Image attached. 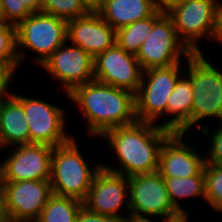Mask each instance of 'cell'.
<instances>
[{
	"mask_svg": "<svg viewBox=\"0 0 222 222\" xmlns=\"http://www.w3.org/2000/svg\"><path fill=\"white\" fill-rule=\"evenodd\" d=\"M171 133L158 124L142 121L109 129L100 138L106 139L115 152L119 168L102 166L126 177L157 172L161 146Z\"/></svg>",
	"mask_w": 222,
	"mask_h": 222,
	"instance_id": "obj_1",
	"label": "cell"
},
{
	"mask_svg": "<svg viewBox=\"0 0 222 222\" xmlns=\"http://www.w3.org/2000/svg\"><path fill=\"white\" fill-rule=\"evenodd\" d=\"M68 95L69 100L80 107L88 124L87 131L93 137L137 121L135 94L129 90L92 80L77 86Z\"/></svg>",
	"mask_w": 222,
	"mask_h": 222,
	"instance_id": "obj_2",
	"label": "cell"
},
{
	"mask_svg": "<svg viewBox=\"0 0 222 222\" xmlns=\"http://www.w3.org/2000/svg\"><path fill=\"white\" fill-rule=\"evenodd\" d=\"M76 142L78 141L73 137L69 142L54 148L50 185L55 195L83 201L102 163L95 162V165L90 168Z\"/></svg>",
	"mask_w": 222,
	"mask_h": 222,
	"instance_id": "obj_3",
	"label": "cell"
},
{
	"mask_svg": "<svg viewBox=\"0 0 222 222\" xmlns=\"http://www.w3.org/2000/svg\"><path fill=\"white\" fill-rule=\"evenodd\" d=\"M203 52L192 53L184 72L190 77L193 90L192 126L216 118L222 122V70L211 64ZM204 119V120H203Z\"/></svg>",
	"mask_w": 222,
	"mask_h": 222,
	"instance_id": "obj_4",
	"label": "cell"
},
{
	"mask_svg": "<svg viewBox=\"0 0 222 222\" xmlns=\"http://www.w3.org/2000/svg\"><path fill=\"white\" fill-rule=\"evenodd\" d=\"M16 38L20 67L25 59V49L38 55L33 60L40 66L67 41V21L35 12L16 25Z\"/></svg>",
	"mask_w": 222,
	"mask_h": 222,
	"instance_id": "obj_5",
	"label": "cell"
},
{
	"mask_svg": "<svg viewBox=\"0 0 222 222\" xmlns=\"http://www.w3.org/2000/svg\"><path fill=\"white\" fill-rule=\"evenodd\" d=\"M181 64L179 62L170 67L150 68L143 71L139 89L135 93L137 121L156 124L166 115L167 100L183 73Z\"/></svg>",
	"mask_w": 222,
	"mask_h": 222,
	"instance_id": "obj_6",
	"label": "cell"
},
{
	"mask_svg": "<svg viewBox=\"0 0 222 222\" xmlns=\"http://www.w3.org/2000/svg\"><path fill=\"white\" fill-rule=\"evenodd\" d=\"M191 54L192 52L179 39L171 17L163 13L154 22L152 31L142 43L136 58L144 71L173 66Z\"/></svg>",
	"mask_w": 222,
	"mask_h": 222,
	"instance_id": "obj_7",
	"label": "cell"
},
{
	"mask_svg": "<svg viewBox=\"0 0 222 222\" xmlns=\"http://www.w3.org/2000/svg\"><path fill=\"white\" fill-rule=\"evenodd\" d=\"M219 0H185L167 13L179 39L192 53L202 52L199 39H212Z\"/></svg>",
	"mask_w": 222,
	"mask_h": 222,
	"instance_id": "obj_8",
	"label": "cell"
},
{
	"mask_svg": "<svg viewBox=\"0 0 222 222\" xmlns=\"http://www.w3.org/2000/svg\"><path fill=\"white\" fill-rule=\"evenodd\" d=\"M82 204L91 212L123 222L130 214L128 177L101 166ZM122 206L128 214H122Z\"/></svg>",
	"mask_w": 222,
	"mask_h": 222,
	"instance_id": "obj_9",
	"label": "cell"
},
{
	"mask_svg": "<svg viewBox=\"0 0 222 222\" xmlns=\"http://www.w3.org/2000/svg\"><path fill=\"white\" fill-rule=\"evenodd\" d=\"M14 95L22 102L30 133V144L47 145L55 148L69 142L73 135H68L65 126V112L60 106L44 100ZM67 132V133H66Z\"/></svg>",
	"mask_w": 222,
	"mask_h": 222,
	"instance_id": "obj_10",
	"label": "cell"
},
{
	"mask_svg": "<svg viewBox=\"0 0 222 222\" xmlns=\"http://www.w3.org/2000/svg\"><path fill=\"white\" fill-rule=\"evenodd\" d=\"M9 222H35L53 194L50 180L0 182Z\"/></svg>",
	"mask_w": 222,
	"mask_h": 222,
	"instance_id": "obj_11",
	"label": "cell"
},
{
	"mask_svg": "<svg viewBox=\"0 0 222 222\" xmlns=\"http://www.w3.org/2000/svg\"><path fill=\"white\" fill-rule=\"evenodd\" d=\"M130 214L166 219H184L173 207L164 178L158 173L128 177Z\"/></svg>",
	"mask_w": 222,
	"mask_h": 222,
	"instance_id": "obj_12",
	"label": "cell"
},
{
	"mask_svg": "<svg viewBox=\"0 0 222 222\" xmlns=\"http://www.w3.org/2000/svg\"><path fill=\"white\" fill-rule=\"evenodd\" d=\"M66 41L41 65L43 71L60 81L69 97L77 86L94 80V58L82 48Z\"/></svg>",
	"mask_w": 222,
	"mask_h": 222,
	"instance_id": "obj_13",
	"label": "cell"
},
{
	"mask_svg": "<svg viewBox=\"0 0 222 222\" xmlns=\"http://www.w3.org/2000/svg\"><path fill=\"white\" fill-rule=\"evenodd\" d=\"M14 148L0 164V182L50 180L53 147L25 144Z\"/></svg>",
	"mask_w": 222,
	"mask_h": 222,
	"instance_id": "obj_14",
	"label": "cell"
},
{
	"mask_svg": "<svg viewBox=\"0 0 222 222\" xmlns=\"http://www.w3.org/2000/svg\"><path fill=\"white\" fill-rule=\"evenodd\" d=\"M94 80L110 86L138 91L143 69L136 55L128 53L117 43L94 60Z\"/></svg>",
	"mask_w": 222,
	"mask_h": 222,
	"instance_id": "obj_15",
	"label": "cell"
},
{
	"mask_svg": "<svg viewBox=\"0 0 222 222\" xmlns=\"http://www.w3.org/2000/svg\"><path fill=\"white\" fill-rule=\"evenodd\" d=\"M185 135L174 132L163 142L157 171L162 177L185 178L198 175L204 169L205 153L203 151L198 153L199 149L189 146L187 141L184 142Z\"/></svg>",
	"mask_w": 222,
	"mask_h": 222,
	"instance_id": "obj_16",
	"label": "cell"
},
{
	"mask_svg": "<svg viewBox=\"0 0 222 222\" xmlns=\"http://www.w3.org/2000/svg\"><path fill=\"white\" fill-rule=\"evenodd\" d=\"M67 42L95 58L116 44V30L92 9L85 16L67 21Z\"/></svg>",
	"mask_w": 222,
	"mask_h": 222,
	"instance_id": "obj_17",
	"label": "cell"
},
{
	"mask_svg": "<svg viewBox=\"0 0 222 222\" xmlns=\"http://www.w3.org/2000/svg\"><path fill=\"white\" fill-rule=\"evenodd\" d=\"M184 74V75H183ZM193 90L190 77L184 72L175 84L174 90L167 100L166 115L169 117L158 125L172 133L180 132L188 135L192 130ZM189 130V131H188Z\"/></svg>",
	"mask_w": 222,
	"mask_h": 222,
	"instance_id": "obj_18",
	"label": "cell"
},
{
	"mask_svg": "<svg viewBox=\"0 0 222 222\" xmlns=\"http://www.w3.org/2000/svg\"><path fill=\"white\" fill-rule=\"evenodd\" d=\"M95 10L116 31L156 12L152 0H101Z\"/></svg>",
	"mask_w": 222,
	"mask_h": 222,
	"instance_id": "obj_19",
	"label": "cell"
},
{
	"mask_svg": "<svg viewBox=\"0 0 222 222\" xmlns=\"http://www.w3.org/2000/svg\"><path fill=\"white\" fill-rule=\"evenodd\" d=\"M30 144V133L22 102L12 93L4 100L0 148Z\"/></svg>",
	"mask_w": 222,
	"mask_h": 222,
	"instance_id": "obj_20",
	"label": "cell"
},
{
	"mask_svg": "<svg viewBox=\"0 0 222 222\" xmlns=\"http://www.w3.org/2000/svg\"><path fill=\"white\" fill-rule=\"evenodd\" d=\"M168 191L169 199L173 207L184 217H189V211H186L179 201L182 199L195 198L205 199V176L204 169L194 176L185 178L163 177Z\"/></svg>",
	"mask_w": 222,
	"mask_h": 222,
	"instance_id": "obj_21",
	"label": "cell"
},
{
	"mask_svg": "<svg viewBox=\"0 0 222 222\" xmlns=\"http://www.w3.org/2000/svg\"><path fill=\"white\" fill-rule=\"evenodd\" d=\"M156 11L152 16L138 20L116 31V43L128 53L137 55L142 43L151 33L154 22L162 15Z\"/></svg>",
	"mask_w": 222,
	"mask_h": 222,
	"instance_id": "obj_22",
	"label": "cell"
},
{
	"mask_svg": "<svg viewBox=\"0 0 222 222\" xmlns=\"http://www.w3.org/2000/svg\"><path fill=\"white\" fill-rule=\"evenodd\" d=\"M82 201L52 194L35 222H76Z\"/></svg>",
	"mask_w": 222,
	"mask_h": 222,
	"instance_id": "obj_23",
	"label": "cell"
},
{
	"mask_svg": "<svg viewBox=\"0 0 222 222\" xmlns=\"http://www.w3.org/2000/svg\"><path fill=\"white\" fill-rule=\"evenodd\" d=\"M92 9L84 0H42L41 12L69 21L87 15Z\"/></svg>",
	"mask_w": 222,
	"mask_h": 222,
	"instance_id": "obj_24",
	"label": "cell"
},
{
	"mask_svg": "<svg viewBox=\"0 0 222 222\" xmlns=\"http://www.w3.org/2000/svg\"><path fill=\"white\" fill-rule=\"evenodd\" d=\"M42 0H0L2 18L17 25L32 13L41 12Z\"/></svg>",
	"mask_w": 222,
	"mask_h": 222,
	"instance_id": "obj_25",
	"label": "cell"
},
{
	"mask_svg": "<svg viewBox=\"0 0 222 222\" xmlns=\"http://www.w3.org/2000/svg\"><path fill=\"white\" fill-rule=\"evenodd\" d=\"M0 64L19 70L16 25L0 22Z\"/></svg>",
	"mask_w": 222,
	"mask_h": 222,
	"instance_id": "obj_26",
	"label": "cell"
},
{
	"mask_svg": "<svg viewBox=\"0 0 222 222\" xmlns=\"http://www.w3.org/2000/svg\"><path fill=\"white\" fill-rule=\"evenodd\" d=\"M205 200L215 212L222 213V166L205 163Z\"/></svg>",
	"mask_w": 222,
	"mask_h": 222,
	"instance_id": "obj_27",
	"label": "cell"
},
{
	"mask_svg": "<svg viewBox=\"0 0 222 222\" xmlns=\"http://www.w3.org/2000/svg\"><path fill=\"white\" fill-rule=\"evenodd\" d=\"M217 123V129H213L210 136L207 135L210 139L207 140V145L203 146L207 147L206 152L208 150L205 152L206 163L222 166V122Z\"/></svg>",
	"mask_w": 222,
	"mask_h": 222,
	"instance_id": "obj_28",
	"label": "cell"
},
{
	"mask_svg": "<svg viewBox=\"0 0 222 222\" xmlns=\"http://www.w3.org/2000/svg\"><path fill=\"white\" fill-rule=\"evenodd\" d=\"M16 71L10 67L0 64V100H5L13 92L8 91Z\"/></svg>",
	"mask_w": 222,
	"mask_h": 222,
	"instance_id": "obj_29",
	"label": "cell"
},
{
	"mask_svg": "<svg viewBox=\"0 0 222 222\" xmlns=\"http://www.w3.org/2000/svg\"><path fill=\"white\" fill-rule=\"evenodd\" d=\"M76 222H120V221L107 215L91 212L88 209H86L84 206H82L76 218Z\"/></svg>",
	"mask_w": 222,
	"mask_h": 222,
	"instance_id": "obj_30",
	"label": "cell"
},
{
	"mask_svg": "<svg viewBox=\"0 0 222 222\" xmlns=\"http://www.w3.org/2000/svg\"><path fill=\"white\" fill-rule=\"evenodd\" d=\"M156 11L169 13L173 8L182 4L185 0H152Z\"/></svg>",
	"mask_w": 222,
	"mask_h": 222,
	"instance_id": "obj_31",
	"label": "cell"
},
{
	"mask_svg": "<svg viewBox=\"0 0 222 222\" xmlns=\"http://www.w3.org/2000/svg\"><path fill=\"white\" fill-rule=\"evenodd\" d=\"M213 40H216L222 45V3H220V1L216 13L215 31L212 41Z\"/></svg>",
	"mask_w": 222,
	"mask_h": 222,
	"instance_id": "obj_32",
	"label": "cell"
},
{
	"mask_svg": "<svg viewBox=\"0 0 222 222\" xmlns=\"http://www.w3.org/2000/svg\"><path fill=\"white\" fill-rule=\"evenodd\" d=\"M161 220L157 217H151V216H138V215H132L129 214L127 218L123 222H155L154 219ZM153 219V220H152ZM163 221L161 222H181L183 219H166L162 218Z\"/></svg>",
	"mask_w": 222,
	"mask_h": 222,
	"instance_id": "obj_33",
	"label": "cell"
},
{
	"mask_svg": "<svg viewBox=\"0 0 222 222\" xmlns=\"http://www.w3.org/2000/svg\"><path fill=\"white\" fill-rule=\"evenodd\" d=\"M0 222H9L6 219L5 212H4L3 195H2L1 186H0Z\"/></svg>",
	"mask_w": 222,
	"mask_h": 222,
	"instance_id": "obj_34",
	"label": "cell"
},
{
	"mask_svg": "<svg viewBox=\"0 0 222 222\" xmlns=\"http://www.w3.org/2000/svg\"><path fill=\"white\" fill-rule=\"evenodd\" d=\"M84 1L91 9H96L101 3V0H84Z\"/></svg>",
	"mask_w": 222,
	"mask_h": 222,
	"instance_id": "obj_35",
	"label": "cell"
},
{
	"mask_svg": "<svg viewBox=\"0 0 222 222\" xmlns=\"http://www.w3.org/2000/svg\"><path fill=\"white\" fill-rule=\"evenodd\" d=\"M3 105H4V100H0V127H1V118H2Z\"/></svg>",
	"mask_w": 222,
	"mask_h": 222,
	"instance_id": "obj_36",
	"label": "cell"
},
{
	"mask_svg": "<svg viewBox=\"0 0 222 222\" xmlns=\"http://www.w3.org/2000/svg\"><path fill=\"white\" fill-rule=\"evenodd\" d=\"M2 14H1V9H0V22H3Z\"/></svg>",
	"mask_w": 222,
	"mask_h": 222,
	"instance_id": "obj_37",
	"label": "cell"
},
{
	"mask_svg": "<svg viewBox=\"0 0 222 222\" xmlns=\"http://www.w3.org/2000/svg\"><path fill=\"white\" fill-rule=\"evenodd\" d=\"M189 218H184L181 222H188Z\"/></svg>",
	"mask_w": 222,
	"mask_h": 222,
	"instance_id": "obj_38",
	"label": "cell"
}]
</instances>
